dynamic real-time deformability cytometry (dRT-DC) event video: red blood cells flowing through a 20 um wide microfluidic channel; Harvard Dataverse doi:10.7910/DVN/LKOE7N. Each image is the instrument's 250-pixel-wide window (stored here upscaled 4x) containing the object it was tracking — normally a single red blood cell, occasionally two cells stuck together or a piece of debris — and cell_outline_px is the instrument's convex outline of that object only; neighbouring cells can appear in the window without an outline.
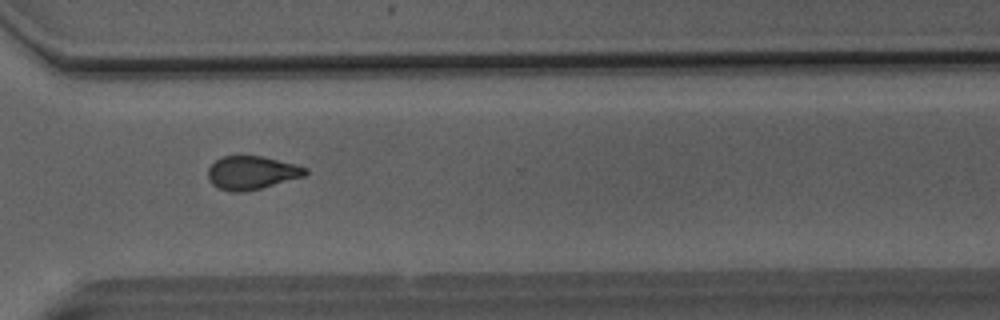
{"species": "Egyptian fruit bat (a non-hibernating species)", "species_latin": "Rousettus aegyptiacus", "temperature_condition": "room temperature", "stored_images_in_passage": 36, "camera_frame_rate_fps": 3000, "um_per_image_px": 0.085, "animal": {"sex": "male"}, "frame": {"image": 1, "passage_image": 23, "time_ms": 7.333, "image_size_px": [1000, 320], "cell_outline_px": [[308, 172], [304, 176], [260, 188], [244, 192], [232, 192], [220, 188], [212, 184], [208, 180], [208, 168], [216, 160], [224, 156], [264, 156], [296, 164], [308, 168]], "centroid_in_image_um": [21.4, 14.67], "position_along_channel_um": 349.2, "area_um2": 18.9}}
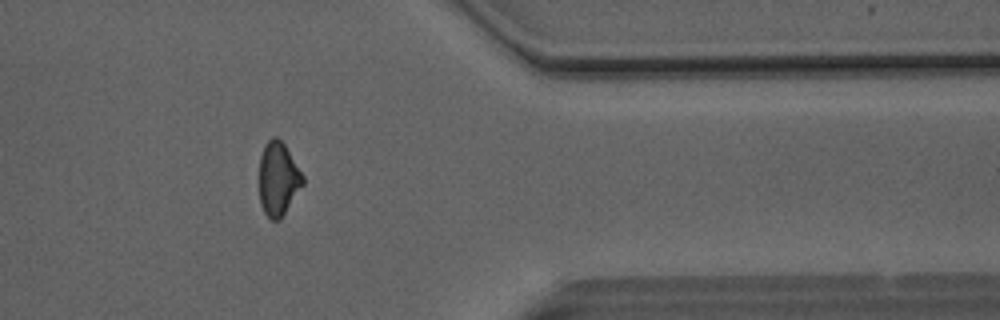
{"frame": {"image": 2, "passage_image": 27, "time_ms": 8.667, "image_size_px": [1000, 320], "cell_outline_px": [[304, 184], [280, 220], [272, 220], [264, 212], [260, 204], [260, 156], [264, 144], [272, 136], [276, 136], [284, 144], [304, 176]], "centroid_in_image_um": [23.65, 15.2], "position_along_channel_um": 387.8, "area_um2": 18.67}}
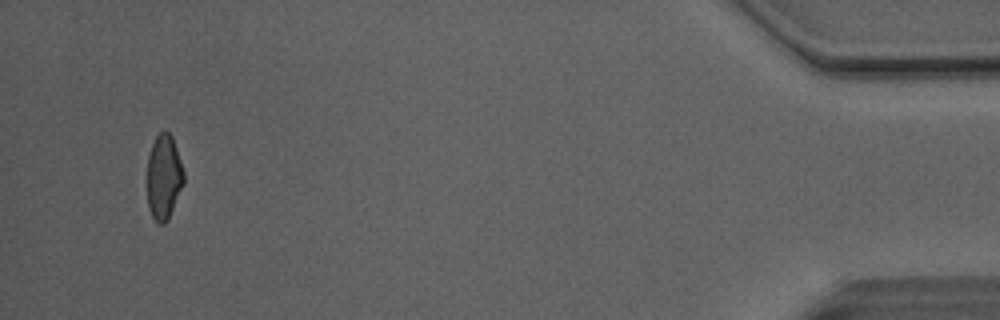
{"frame": {"image": 3, "passage_image": 34, "time_ms": 11.0, "image_size_px": [1000, 320], "cell_outline_px": [[184, 184], [168, 220], [164, 224], [160, 224], [152, 216], [148, 208], [148, 156], [152, 144], [156, 136], [164, 128], [172, 136], [184, 172]], "centroid_in_image_um": [13.93, 15.04], "position_along_channel_um": 421.3, "area_um2": 18.09}, "authors_computed_cell_mechanics": {"area_um2": 19.0451, "velocity_mm_per_s": 4.1289, "shape_relaxation_time_tau1_ms": 11.2952, "shape_relaxation_time_tau2_ms": 2.7483, "deformation_change_tau1": 0.2306, "deformation_change_tau2": 0.0985}}